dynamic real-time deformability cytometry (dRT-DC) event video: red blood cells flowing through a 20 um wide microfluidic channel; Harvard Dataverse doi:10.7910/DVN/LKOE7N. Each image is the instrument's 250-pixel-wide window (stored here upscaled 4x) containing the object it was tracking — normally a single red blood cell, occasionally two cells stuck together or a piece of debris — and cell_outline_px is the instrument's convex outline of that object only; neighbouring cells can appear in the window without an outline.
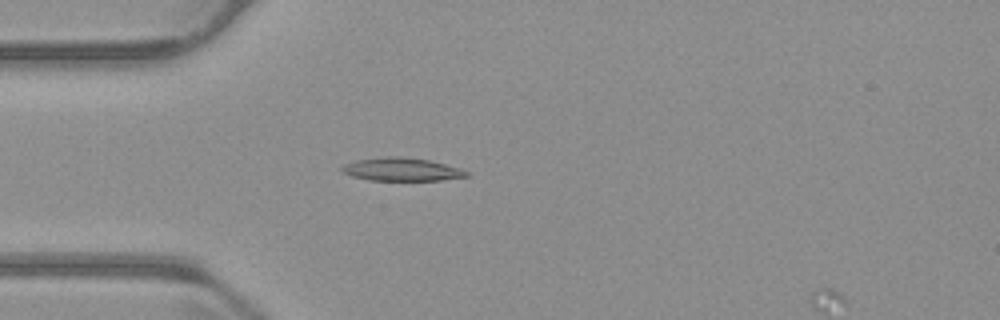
{"species": "common noctule bat (a hibernating species)", "species_latin": "Nyctalus noctula", "temperature_condition": "warm", "stored_images_in_passage": 17, "camera_frame_rate_fps": 3000, "um_per_image_px": 0.085, "animal": {"sex": "male", "body_mass_g": 23.1, "forearm_length_mm": 52.7}, "frame": {"image": 1, "passage_image": 15, "time_ms": 4.667, "image_size_px": [1000, 320], "cell_outline_px": [[468, 176], [440, 180], [368, 180], [352, 176], [340, 172], [340, 168], [344, 164], [356, 160], [388, 156], [400, 156], [428, 160], [460, 168], [468, 172]], "centroid_in_image_um": [34.08, 14.4], "position_along_channel_um": 50.9, "area_um2": 16.7}}